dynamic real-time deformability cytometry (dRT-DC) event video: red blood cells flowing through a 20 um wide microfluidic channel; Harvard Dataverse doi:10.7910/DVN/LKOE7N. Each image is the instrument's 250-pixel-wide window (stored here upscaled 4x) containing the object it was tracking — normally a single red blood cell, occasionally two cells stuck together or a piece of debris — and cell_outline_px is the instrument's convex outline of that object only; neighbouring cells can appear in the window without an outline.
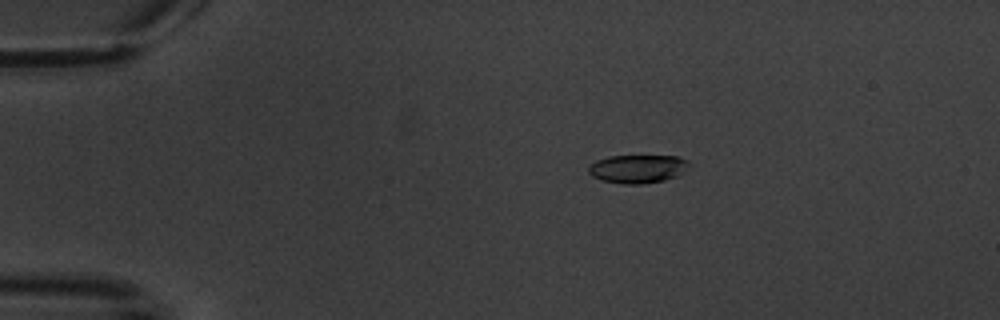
{"species": "common noctule bat (a hibernating species)", "species_latin": "Nyctalus noctula", "temperature_condition": "warm", "stored_images_in_passage": 4, "camera_frame_rate_fps": 3000, "um_per_image_px": 0.085, "animal": {"sex": "male", "body_mass_g": 20.1, "forearm_length_mm": 53.5}, "frame": {"image": 1, "passage_image": 2, "time_ms": 1.333, "image_size_px": [1000, 320], "cell_outline_px": [[692, 164], [676, 176], [664, 180], [640, 184], [624, 184], [600, 180], [592, 176], [588, 172], [588, 168], [596, 160], [608, 156], [676, 156], [688, 160]], "centroid_in_image_um": [54.19, 14.34], "position_along_channel_um": 30.8, "area_um2": 16.59}}